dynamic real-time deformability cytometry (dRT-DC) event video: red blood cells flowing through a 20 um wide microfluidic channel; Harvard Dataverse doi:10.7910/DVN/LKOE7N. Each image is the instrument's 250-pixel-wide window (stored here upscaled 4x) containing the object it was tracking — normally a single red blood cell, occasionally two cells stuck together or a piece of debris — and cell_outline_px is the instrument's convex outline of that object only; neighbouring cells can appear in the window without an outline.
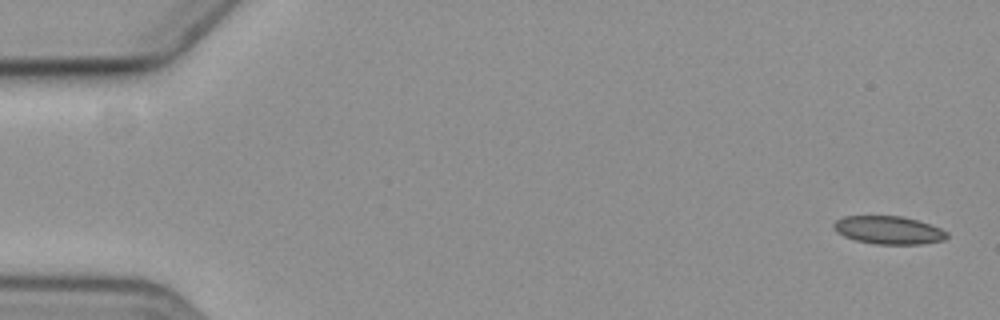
{"species": "common noctule bat (a hibernating species)", "species_latin": "Nyctalus noctula", "temperature_condition": "cold", "stored_images_in_passage": 5, "camera_frame_rate_fps": 3000, "um_per_image_px": 0.085, "animal": {"sex": "female", "body_mass_g": 19.3, "forearm_length_mm": 54.1}, "frame": {"image": 1, "passage_image": 1, "time_ms": 0.0, "image_size_px": [1000, 320], "cell_outline_px": [[948, 236], [944, 240], [920, 244], [872, 244], [856, 240], [844, 236], [836, 232], [832, 224], [836, 220], [844, 216], [900, 216], [916, 220], [940, 228], [948, 232]], "centroid_in_image_um": [75.51, 19.56], "position_along_channel_um": 9.5, "area_um2": 18.44}}